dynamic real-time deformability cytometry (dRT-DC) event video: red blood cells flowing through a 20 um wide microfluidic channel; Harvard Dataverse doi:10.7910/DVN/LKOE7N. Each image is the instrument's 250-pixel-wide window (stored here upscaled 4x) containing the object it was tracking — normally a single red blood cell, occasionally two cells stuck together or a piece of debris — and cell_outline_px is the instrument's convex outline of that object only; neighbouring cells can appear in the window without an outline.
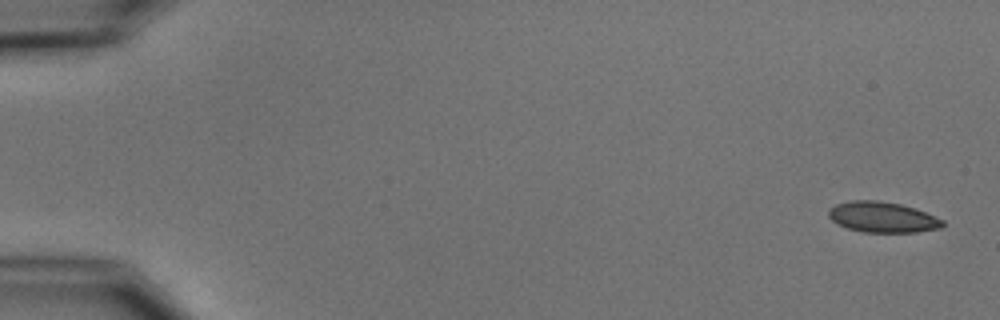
{"species": "common noctule bat (a hibernating species)", "species_latin": "Nyctalus noctula", "temperature_condition": "cold", "stored_images_in_passage": 9, "camera_frame_rate_fps": 3000, "um_per_image_px": 0.085, "animal": {"sex": "male", "body_mass_g": 15.6}, "frame": {"image": 1, "passage_image": 1, "time_ms": 0.0, "image_size_px": [1000, 320], "cell_outline_px": [[944, 224], [940, 228], [916, 232], [864, 232], [848, 228], [832, 220], [828, 216], [828, 208], [836, 204], [852, 200], [876, 200], [900, 204], [916, 208], [944, 220]], "centroid_in_image_um": [75.01, 18.45], "position_along_channel_um": 10.0, "area_um2": 20.29}}
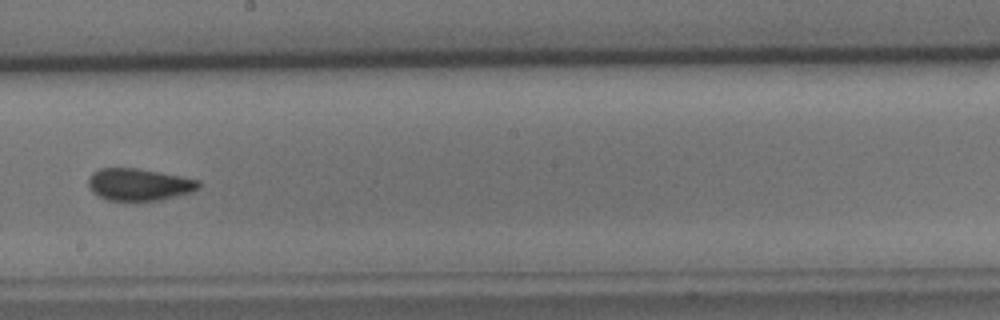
{"frame": {"image": 2, "passage_image": 9, "time_ms": 10.0, "image_size_px": [1000, 320], "cell_outline_px": [[200, 188], [192, 192], [160, 200], [108, 200], [92, 192], [88, 184], [88, 176], [92, 172], [100, 168], [136, 168], [180, 176], [200, 180]], "centroid_in_image_um": [11.81, 15.68], "position_along_channel_um": 236.4, "area_um2": 20.58}}